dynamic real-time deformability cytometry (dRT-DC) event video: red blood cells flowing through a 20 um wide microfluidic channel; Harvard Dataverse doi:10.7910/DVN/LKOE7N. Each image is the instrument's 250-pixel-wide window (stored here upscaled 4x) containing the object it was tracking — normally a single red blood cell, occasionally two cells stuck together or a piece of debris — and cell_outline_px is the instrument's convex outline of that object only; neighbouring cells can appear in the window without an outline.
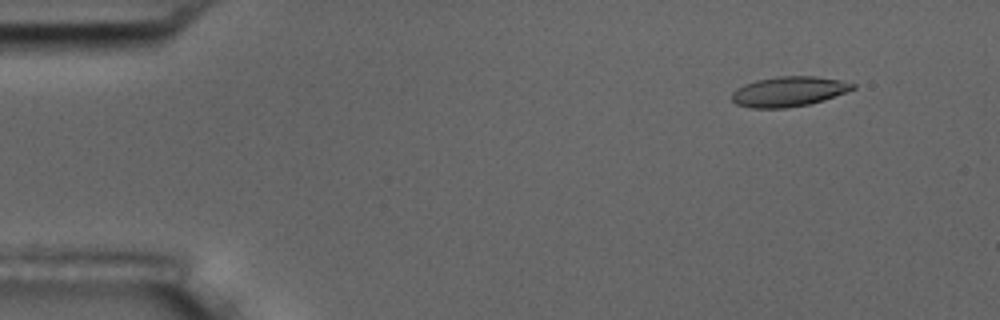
{"species": "common noctule bat (a hibernating species)", "species_latin": "Nyctalus noctula", "temperature_condition": "room temperature", "stored_images_in_passage": 5, "camera_frame_rate_fps": 3000, "um_per_image_px": 0.085, "animal": {"sex": "male", "body_mass_g": 17.5, "forearm_length_mm": 52.3}, "frame": {"image": 1, "passage_image": 2, "time_ms": 0.333, "image_size_px": [1000, 320], "cell_outline_px": [[856, 88], [824, 100], [808, 104], [784, 108], [748, 108], [736, 104], [732, 100], [732, 92], [736, 88], [744, 84], [756, 80], [776, 76], [812, 76], [840, 80], [856, 84]], "centroid_in_image_um": [67.01, 7.78], "position_along_channel_um": 18.0, "area_um2": 21.15}}
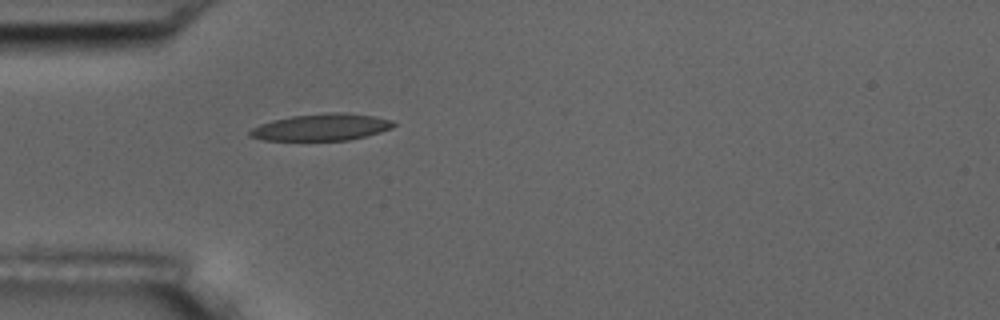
{"frame": {"image": 2, "passage_image": 5, "time_ms": 1.333, "image_size_px": [1000, 320], "cell_outline_px": [[396, 124], [392, 128], [380, 132], [348, 140], [264, 140], [248, 136], [248, 132], [252, 128], [260, 124], [272, 120], [292, 116], [328, 112], [348, 112], [372, 116], [392, 120]], "centroid_in_image_um": [27.31, 10.8], "position_along_channel_um": 57.7, "area_um2": 22.43}}